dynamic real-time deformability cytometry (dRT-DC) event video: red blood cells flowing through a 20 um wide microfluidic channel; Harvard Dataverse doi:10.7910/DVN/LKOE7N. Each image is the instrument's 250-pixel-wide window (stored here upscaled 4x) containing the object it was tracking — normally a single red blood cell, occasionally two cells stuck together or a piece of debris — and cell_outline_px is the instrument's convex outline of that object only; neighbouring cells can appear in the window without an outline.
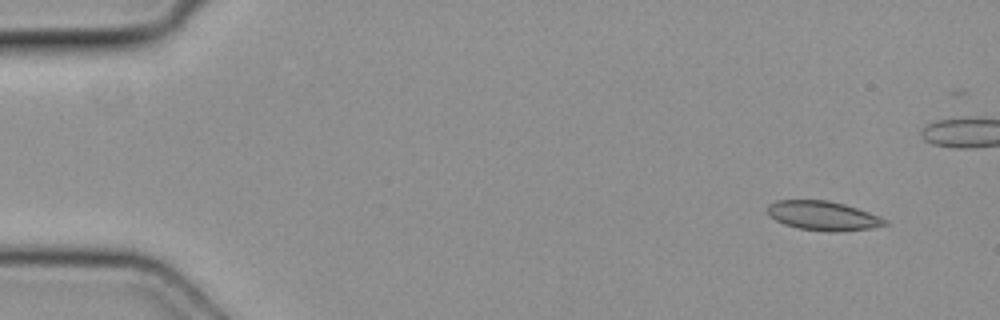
{"species": "common noctule bat (a hibernating species)", "species_latin": "Nyctalus noctula", "temperature_condition": "cold", "stored_images_in_passage": 40, "camera_frame_rate_fps": 3000, "um_per_image_px": 0.085, "animal": {"sex": "female", "body_mass_g": 19.3, "forearm_length_mm": 54.1}, "frame": {"image": 1, "passage_image": 1, "time_ms": 0.0, "image_size_px": [1000, 320], "cell_outline_px": [[888, 224], [872, 228], [836, 232], [800, 228], [784, 224], [768, 216], [768, 204], [776, 200], [828, 200], [844, 204], [880, 216], [888, 220]], "centroid_in_image_um": [69.96, 18.33], "position_along_channel_um": 15.0, "area_um2": 19.94}}
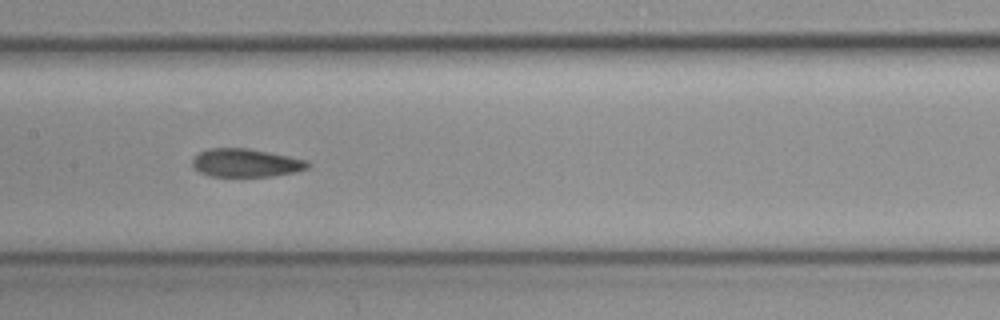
{"frame": {"image": 2, "passage_image": 22, "time_ms": 7.0, "image_size_px": [1000, 320], "cell_outline_px": [[312, 164], [308, 168], [292, 172], [272, 176], [208, 176], [192, 168], [192, 160], [200, 152], [212, 148], [244, 148], [288, 156], [308, 160]], "centroid_in_image_um": [20.88, 13.85], "position_along_channel_um": 186.5, "area_um2": 18.79}}
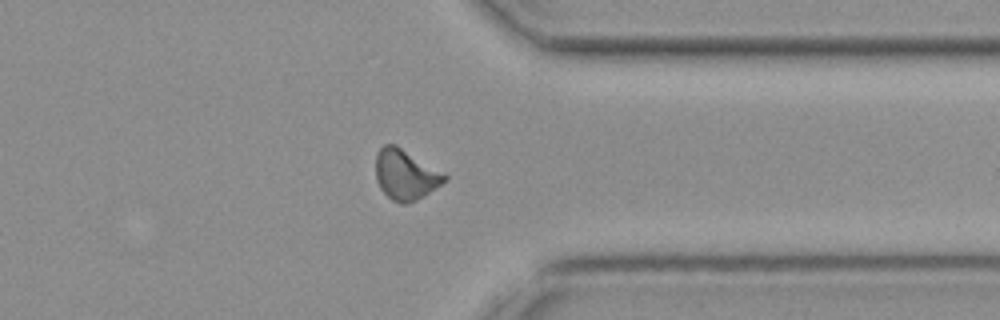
{"frame": {"image": 3, "passage_image": 36, "time_ms": 11.667, "image_size_px": [1000, 320], "cell_outline_px": [[448, 180], [424, 196], [416, 200], [404, 204], [400, 204], [392, 200], [380, 188], [376, 180], [376, 152], [384, 144], [396, 144], [448, 176]], "centroid_in_image_um": [34.45, 14.85], "position_along_channel_um": 376.9, "area_um2": 20.11}}